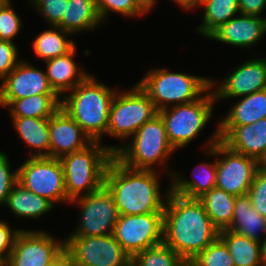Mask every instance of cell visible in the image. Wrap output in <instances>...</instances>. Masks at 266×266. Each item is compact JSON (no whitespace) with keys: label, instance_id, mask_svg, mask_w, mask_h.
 <instances>
[{"label":"cell","instance_id":"obj_8","mask_svg":"<svg viewBox=\"0 0 266 266\" xmlns=\"http://www.w3.org/2000/svg\"><path fill=\"white\" fill-rule=\"evenodd\" d=\"M207 144L204 145L208 155L215 156L216 159L221 156L216 160V187L234 196L248 194L259 162L224 145L219 139L218 129Z\"/></svg>","mask_w":266,"mask_h":266},{"label":"cell","instance_id":"obj_30","mask_svg":"<svg viewBox=\"0 0 266 266\" xmlns=\"http://www.w3.org/2000/svg\"><path fill=\"white\" fill-rule=\"evenodd\" d=\"M52 27L42 31L33 41L34 53L43 61L65 55L76 46L72 39H67L71 33L58 26Z\"/></svg>","mask_w":266,"mask_h":266},{"label":"cell","instance_id":"obj_12","mask_svg":"<svg viewBox=\"0 0 266 266\" xmlns=\"http://www.w3.org/2000/svg\"><path fill=\"white\" fill-rule=\"evenodd\" d=\"M80 207L77 230L69 236L111 235L119 218L112 194L103 186L96 192L72 199Z\"/></svg>","mask_w":266,"mask_h":266},{"label":"cell","instance_id":"obj_25","mask_svg":"<svg viewBox=\"0 0 266 266\" xmlns=\"http://www.w3.org/2000/svg\"><path fill=\"white\" fill-rule=\"evenodd\" d=\"M100 23L102 22L95 0H68L67 9L58 27L73 35L82 30H94Z\"/></svg>","mask_w":266,"mask_h":266},{"label":"cell","instance_id":"obj_2","mask_svg":"<svg viewBox=\"0 0 266 266\" xmlns=\"http://www.w3.org/2000/svg\"><path fill=\"white\" fill-rule=\"evenodd\" d=\"M158 177L156 170L131 169L113 157L106 168L104 186L112 194L119 215L163 212L170 187L162 196Z\"/></svg>","mask_w":266,"mask_h":266},{"label":"cell","instance_id":"obj_7","mask_svg":"<svg viewBox=\"0 0 266 266\" xmlns=\"http://www.w3.org/2000/svg\"><path fill=\"white\" fill-rule=\"evenodd\" d=\"M215 102L212 90L193 102L158 111L164 122L168 140L175 150L186 147L203 130L212 118Z\"/></svg>","mask_w":266,"mask_h":266},{"label":"cell","instance_id":"obj_19","mask_svg":"<svg viewBox=\"0 0 266 266\" xmlns=\"http://www.w3.org/2000/svg\"><path fill=\"white\" fill-rule=\"evenodd\" d=\"M265 34L266 17L240 14L221 25L208 38L235 47L252 48Z\"/></svg>","mask_w":266,"mask_h":266},{"label":"cell","instance_id":"obj_41","mask_svg":"<svg viewBox=\"0 0 266 266\" xmlns=\"http://www.w3.org/2000/svg\"><path fill=\"white\" fill-rule=\"evenodd\" d=\"M266 0H239V14L261 17Z\"/></svg>","mask_w":266,"mask_h":266},{"label":"cell","instance_id":"obj_46","mask_svg":"<svg viewBox=\"0 0 266 266\" xmlns=\"http://www.w3.org/2000/svg\"><path fill=\"white\" fill-rule=\"evenodd\" d=\"M259 167L266 168V152L261 158V160L259 161Z\"/></svg>","mask_w":266,"mask_h":266},{"label":"cell","instance_id":"obj_34","mask_svg":"<svg viewBox=\"0 0 266 266\" xmlns=\"http://www.w3.org/2000/svg\"><path fill=\"white\" fill-rule=\"evenodd\" d=\"M95 2L101 22H106V17L111 11L131 18L144 16L148 12L137 0H95Z\"/></svg>","mask_w":266,"mask_h":266},{"label":"cell","instance_id":"obj_37","mask_svg":"<svg viewBox=\"0 0 266 266\" xmlns=\"http://www.w3.org/2000/svg\"><path fill=\"white\" fill-rule=\"evenodd\" d=\"M67 5L68 0H39L34 7L52 28L61 23Z\"/></svg>","mask_w":266,"mask_h":266},{"label":"cell","instance_id":"obj_16","mask_svg":"<svg viewBox=\"0 0 266 266\" xmlns=\"http://www.w3.org/2000/svg\"><path fill=\"white\" fill-rule=\"evenodd\" d=\"M263 89H266V58L260 57L237 66L213 93L218 102L223 98H238Z\"/></svg>","mask_w":266,"mask_h":266},{"label":"cell","instance_id":"obj_17","mask_svg":"<svg viewBox=\"0 0 266 266\" xmlns=\"http://www.w3.org/2000/svg\"><path fill=\"white\" fill-rule=\"evenodd\" d=\"M49 137L52 158L80 151L93 142L62 107L49 117Z\"/></svg>","mask_w":266,"mask_h":266},{"label":"cell","instance_id":"obj_43","mask_svg":"<svg viewBox=\"0 0 266 266\" xmlns=\"http://www.w3.org/2000/svg\"><path fill=\"white\" fill-rule=\"evenodd\" d=\"M176 4H178L184 10H191L194 8L201 6V0H173Z\"/></svg>","mask_w":266,"mask_h":266},{"label":"cell","instance_id":"obj_47","mask_svg":"<svg viewBox=\"0 0 266 266\" xmlns=\"http://www.w3.org/2000/svg\"><path fill=\"white\" fill-rule=\"evenodd\" d=\"M182 266H196L191 261H185Z\"/></svg>","mask_w":266,"mask_h":266},{"label":"cell","instance_id":"obj_40","mask_svg":"<svg viewBox=\"0 0 266 266\" xmlns=\"http://www.w3.org/2000/svg\"><path fill=\"white\" fill-rule=\"evenodd\" d=\"M20 231L19 229L12 230L6 221L0 220V266L7 262Z\"/></svg>","mask_w":266,"mask_h":266},{"label":"cell","instance_id":"obj_28","mask_svg":"<svg viewBox=\"0 0 266 266\" xmlns=\"http://www.w3.org/2000/svg\"><path fill=\"white\" fill-rule=\"evenodd\" d=\"M219 237L227 246L235 266H263L260 242L226 229L219 231Z\"/></svg>","mask_w":266,"mask_h":266},{"label":"cell","instance_id":"obj_29","mask_svg":"<svg viewBox=\"0 0 266 266\" xmlns=\"http://www.w3.org/2000/svg\"><path fill=\"white\" fill-rule=\"evenodd\" d=\"M7 107L12 117L49 118L61 107L58 94H37L13 100Z\"/></svg>","mask_w":266,"mask_h":266},{"label":"cell","instance_id":"obj_20","mask_svg":"<svg viewBox=\"0 0 266 266\" xmlns=\"http://www.w3.org/2000/svg\"><path fill=\"white\" fill-rule=\"evenodd\" d=\"M76 46L67 54L44 61L46 75L53 90L61 96L68 94L77 84L82 82L89 74L81 69L74 61ZM76 76V78H75Z\"/></svg>","mask_w":266,"mask_h":266},{"label":"cell","instance_id":"obj_3","mask_svg":"<svg viewBox=\"0 0 266 266\" xmlns=\"http://www.w3.org/2000/svg\"><path fill=\"white\" fill-rule=\"evenodd\" d=\"M118 90H113L89 74L70 94L61 98V107L80 125L92 141L107 135L109 113Z\"/></svg>","mask_w":266,"mask_h":266},{"label":"cell","instance_id":"obj_11","mask_svg":"<svg viewBox=\"0 0 266 266\" xmlns=\"http://www.w3.org/2000/svg\"><path fill=\"white\" fill-rule=\"evenodd\" d=\"M65 251L76 266H130L132 258L113 234L101 236H69Z\"/></svg>","mask_w":266,"mask_h":266},{"label":"cell","instance_id":"obj_21","mask_svg":"<svg viewBox=\"0 0 266 266\" xmlns=\"http://www.w3.org/2000/svg\"><path fill=\"white\" fill-rule=\"evenodd\" d=\"M261 242L260 233L266 236V217L260 215L252 206L248 194L236 196L232 223L226 229Z\"/></svg>","mask_w":266,"mask_h":266},{"label":"cell","instance_id":"obj_10","mask_svg":"<svg viewBox=\"0 0 266 266\" xmlns=\"http://www.w3.org/2000/svg\"><path fill=\"white\" fill-rule=\"evenodd\" d=\"M18 182L27 190L55 203H69L59 158L32 156L17 169Z\"/></svg>","mask_w":266,"mask_h":266},{"label":"cell","instance_id":"obj_26","mask_svg":"<svg viewBox=\"0 0 266 266\" xmlns=\"http://www.w3.org/2000/svg\"><path fill=\"white\" fill-rule=\"evenodd\" d=\"M5 205L10 208L15 216L30 219H38L55 206L46 198L27 190L19 182L12 188Z\"/></svg>","mask_w":266,"mask_h":266},{"label":"cell","instance_id":"obj_42","mask_svg":"<svg viewBox=\"0 0 266 266\" xmlns=\"http://www.w3.org/2000/svg\"><path fill=\"white\" fill-rule=\"evenodd\" d=\"M49 266H76L73 258L63 251Z\"/></svg>","mask_w":266,"mask_h":266},{"label":"cell","instance_id":"obj_45","mask_svg":"<svg viewBox=\"0 0 266 266\" xmlns=\"http://www.w3.org/2000/svg\"><path fill=\"white\" fill-rule=\"evenodd\" d=\"M148 12L154 7L157 0H137Z\"/></svg>","mask_w":266,"mask_h":266},{"label":"cell","instance_id":"obj_27","mask_svg":"<svg viewBox=\"0 0 266 266\" xmlns=\"http://www.w3.org/2000/svg\"><path fill=\"white\" fill-rule=\"evenodd\" d=\"M198 200L202 203L213 225L219 231L230 226L236 196L215 187L199 197Z\"/></svg>","mask_w":266,"mask_h":266},{"label":"cell","instance_id":"obj_15","mask_svg":"<svg viewBox=\"0 0 266 266\" xmlns=\"http://www.w3.org/2000/svg\"><path fill=\"white\" fill-rule=\"evenodd\" d=\"M37 94L57 93L51 87L46 72L20 60L1 82L0 106L7 108L13 100Z\"/></svg>","mask_w":266,"mask_h":266},{"label":"cell","instance_id":"obj_6","mask_svg":"<svg viewBox=\"0 0 266 266\" xmlns=\"http://www.w3.org/2000/svg\"><path fill=\"white\" fill-rule=\"evenodd\" d=\"M132 139L125 146H114V157L131 169L155 170L154 164H166L172 152L176 151L168 140L159 114L145 122Z\"/></svg>","mask_w":266,"mask_h":266},{"label":"cell","instance_id":"obj_14","mask_svg":"<svg viewBox=\"0 0 266 266\" xmlns=\"http://www.w3.org/2000/svg\"><path fill=\"white\" fill-rule=\"evenodd\" d=\"M63 251L65 239L57 241L45 231L21 230L3 266H49Z\"/></svg>","mask_w":266,"mask_h":266},{"label":"cell","instance_id":"obj_18","mask_svg":"<svg viewBox=\"0 0 266 266\" xmlns=\"http://www.w3.org/2000/svg\"><path fill=\"white\" fill-rule=\"evenodd\" d=\"M220 141L229 149L258 162L266 152V118L243 126H217Z\"/></svg>","mask_w":266,"mask_h":266},{"label":"cell","instance_id":"obj_4","mask_svg":"<svg viewBox=\"0 0 266 266\" xmlns=\"http://www.w3.org/2000/svg\"><path fill=\"white\" fill-rule=\"evenodd\" d=\"M113 157L114 146H104L99 141L60 157L67 198L71 201L102 188L106 168Z\"/></svg>","mask_w":266,"mask_h":266},{"label":"cell","instance_id":"obj_32","mask_svg":"<svg viewBox=\"0 0 266 266\" xmlns=\"http://www.w3.org/2000/svg\"><path fill=\"white\" fill-rule=\"evenodd\" d=\"M185 261L164 243L147 248L132 257L133 266H182Z\"/></svg>","mask_w":266,"mask_h":266},{"label":"cell","instance_id":"obj_22","mask_svg":"<svg viewBox=\"0 0 266 266\" xmlns=\"http://www.w3.org/2000/svg\"><path fill=\"white\" fill-rule=\"evenodd\" d=\"M197 171L192 172L193 180L182 178L178 174H169L171 177L170 191L180 196L190 199H198L203 194L209 192L212 188L216 187L217 166L216 160L213 163H201L198 165ZM196 170V169H195ZM196 173V174H195Z\"/></svg>","mask_w":266,"mask_h":266},{"label":"cell","instance_id":"obj_44","mask_svg":"<svg viewBox=\"0 0 266 266\" xmlns=\"http://www.w3.org/2000/svg\"><path fill=\"white\" fill-rule=\"evenodd\" d=\"M261 261L262 265L266 266V236L260 242Z\"/></svg>","mask_w":266,"mask_h":266},{"label":"cell","instance_id":"obj_35","mask_svg":"<svg viewBox=\"0 0 266 266\" xmlns=\"http://www.w3.org/2000/svg\"><path fill=\"white\" fill-rule=\"evenodd\" d=\"M11 3L10 0H5L0 5V40L13 42L22 28V21Z\"/></svg>","mask_w":266,"mask_h":266},{"label":"cell","instance_id":"obj_24","mask_svg":"<svg viewBox=\"0 0 266 266\" xmlns=\"http://www.w3.org/2000/svg\"><path fill=\"white\" fill-rule=\"evenodd\" d=\"M241 98L217 126H243L266 118V89Z\"/></svg>","mask_w":266,"mask_h":266},{"label":"cell","instance_id":"obj_39","mask_svg":"<svg viewBox=\"0 0 266 266\" xmlns=\"http://www.w3.org/2000/svg\"><path fill=\"white\" fill-rule=\"evenodd\" d=\"M17 56L18 49L14 42L0 40V80H3L20 62Z\"/></svg>","mask_w":266,"mask_h":266},{"label":"cell","instance_id":"obj_31","mask_svg":"<svg viewBox=\"0 0 266 266\" xmlns=\"http://www.w3.org/2000/svg\"><path fill=\"white\" fill-rule=\"evenodd\" d=\"M203 24L196 31L209 37L216 29L239 13V0H205Z\"/></svg>","mask_w":266,"mask_h":266},{"label":"cell","instance_id":"obj_9","mask_svg":"<svg viewBox=\"0 0 266 266\" xmlns=\"http://www.w3.org/2000/svg\"><path fill=\"white\" fill-rule=\"evenodd\" d=\"M131 90L116 93L110 108L107 134L129 139L147 121L158 114L147 93L137 84Z\"/></svg>","mask_w":266,"mask_h":266},{"label":"cell","instance_id":"obj_1","mask_svg":"<svg viewBox=\"0 0 266 266\" xmlns=\"http://www.w3.org/2000/svg\"><path fill=\"white\" fill-rule=\"evenodd\" d=\"M163 213V243L184 261L194 259L219 236V230L198 199L170 191Z\"/></svg>","mask_w":266,"mask_h":266},{"label":"cell","instance_id":"obj_38","mask_svg":"<svg viewBox=\"0 0 266 266\" xmlns=\"http://www.w3.org/2000/svg\"><path fill=\"white\" fill-rule=\"evenodd\" d=\"M18 182V170L12 171L8 156L0 152V205H5L8 195Z\"/></svg>","mask_w":266,"mask_h":266},{"label":"cell","instance_id":"obj_5","mask_svg":"<svg viewBox=\"0 0 266 266\" xmlns=\"http://www.w3.org/2000/svg\"><path fill=\"white\" fill-rule=\"evenodd\" d=\"M215 81L206 77L176 73L167 68H154L138 82L157 111L169 106L187 104L215 88ZM172 104V105H170Z\"/></svg>","mask_w":266,"mask_h":266},{"label":"cell","instance_id":"obj_13","mask_svg":"<svg viewBox=\"0 0 266 266\" xmlns=\"http://www.w3.org/2000/svg\"><path fill=\"white\" fill-rule=\"evenodd\" d=\"M164 213L119 215L113 235L132 258L135 254L163 243Z\"/></svg>","mask_w":266,"mask_h":266},{"label":"cell","instance_id":"obj_33","mask_svg":"<svg viewBox=\"0 0 266 266\" xmlns=\"http://www.w3.org/2000/svg\"><path fill=\"white\" fill-rule=\"evenodd\" d=\"M191 262L196 266H235L227 246L219 236Z\"/></svg>","mask_w":266,"mask_h":266},{"label":"cell","instance_id":"obj_36","mask_svg":"<svg viewBox=\"0 0 266 266\" xmlns=\"http://www.w3.org/2000/svg\"><path fill=\"white\" fill-rule=\"evenodd\" d=\"M253 208L266 217V168L259 167L248 191Z\"/></svg>","mask_w":266,"mask_h":266},{"label":"cell","instance_id":"obj_23","mask_svg":"<svg viewBox=\"0 0 266 266\" xmlns=\"http://www.w3.org/2000/svg\"><path fill=\"white\" fill-rule=\"evenodd\" d=\"M12 120L17 135L28 147L37 149L30 150L29 157H50L49 118L12 117Z\"/></svg>","mask_w":266,"mask_h":266},{"label":"cell","instance_id":"obj_48","mask_svg":"<svg viewBox=\"0 0 266 266\" xmlns=\"http://www.w3.org/2000/svg\"><path fill=\"white\" fill-rule=\"evenodd\" d=\"M39 0H29V3L32 4V6H34Z\"/></svg>","mask_w":266,"mask_h":266}]
</instances>
